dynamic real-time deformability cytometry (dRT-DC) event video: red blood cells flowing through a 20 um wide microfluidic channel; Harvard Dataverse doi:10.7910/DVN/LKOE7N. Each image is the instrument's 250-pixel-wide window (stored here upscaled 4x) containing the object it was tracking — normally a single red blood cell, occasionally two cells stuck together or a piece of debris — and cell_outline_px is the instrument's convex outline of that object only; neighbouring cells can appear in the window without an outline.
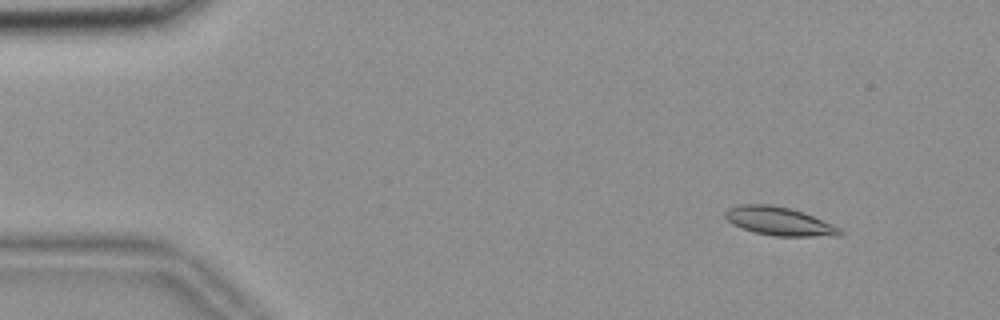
{"species": "common noctule bat (a hibernating species)", "species_latin": "Nyctalus noctula", "temperature_condition": "room temperature", "stored_images_in_passage": 56, "camera_frame_rate_fps": 3000, "um_per_image_px": 0.085, "animal": {"sex": "female", "body_mass_g": 18.4}, "frame": {"image": 1, "passage_image": 6, "time_ms": 1.667, "image_size_px": [1000, 320], "cell_outline_px": [[844, 232], [840, 236], [772, 236], [756, 232], [732, 224], [724, 216], [724, 212], [728, 208], [740, 204], [768, 204], [788, 208], [804, 212], [832, 224], [840, 228]], "centroid_in_image_um": [66.24, 18.8], "position_along_channel_um": 18.8, "area_um2": 18.96}}
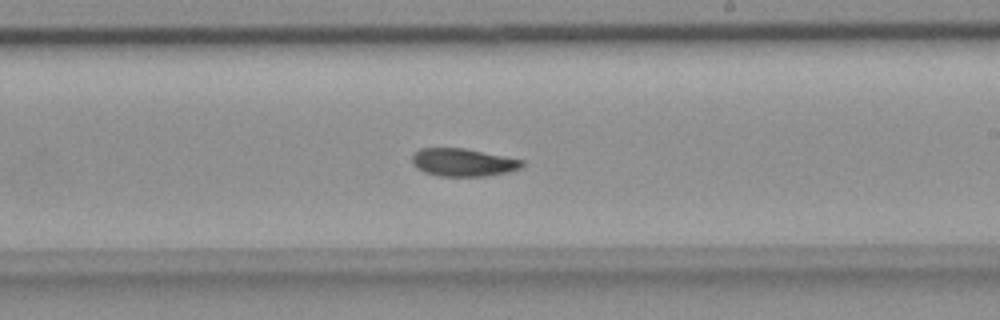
{"frame": {"image": 2, "passage_image": 33, "time_ms": 10.667, "image_size_px": [1000, 320], "cell_outline_px": [[524, 164], [520, 168], [508, 172], [488, 176], [440, 176], [424, 172], [416, 168], [412, 164], [412, 156], [420, 148], [464, 148], [524, 160]], "centroid_in_image_um": [39.35, 13.81], "position_along_channel_um": 249.6, "area_um2": 17.86}}
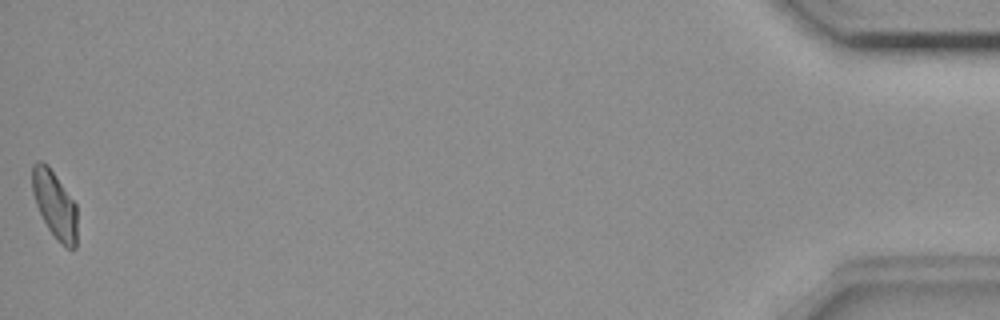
{"frame": {"image": 3, "passage_image": 56, "time_ms": 18.333, "image_size_px": [1000, 320], "cell_outline_px": [[76, 248], [68, 248], [48, 228], [36, 204], [32, 192], [32, 164], [36, 160], [40, 160], [48, 164], [76, 204]], "centroid_in_image_um": [4.63, 17.3], "position_along_channel_um": 430.6, "area_um2": 17.28}, "authors_computed_cell_mechanics": {"area_um2": 18.4671, "velocity_mm_per_s": 3.6252, "shape_relaxation_time_tau1_ms": 5.156, "shape_relaxation_time_tau2_ms": 10.4727, "deformation_change_tau1": 0.1289, "deformation_change_tau2": 0.1483}}